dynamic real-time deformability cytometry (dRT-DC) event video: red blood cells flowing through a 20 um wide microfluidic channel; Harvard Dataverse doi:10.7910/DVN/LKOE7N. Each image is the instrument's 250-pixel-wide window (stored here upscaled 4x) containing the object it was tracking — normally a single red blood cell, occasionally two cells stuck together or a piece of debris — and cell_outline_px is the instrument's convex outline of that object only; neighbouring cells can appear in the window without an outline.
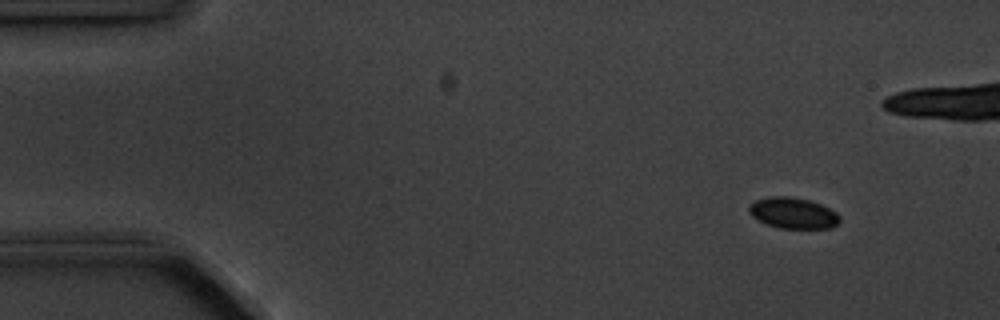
{"species": "common noctule bat (a hibernating species)", "species_latin": "Nyctalus noctula", "temperature_condition": "cold", "stored_images_in_passage": 5, "camera_frame_rate_fps": 3000, "um_per_image_px": 0.085, "animal": {"sex": "male", "body_mass_g": 20.1, "forearm_length_mm": 53.5}, "frame": {"image": 1, "passage_image": 1, "time_ms": 0.0, "image_size_px": [1000, 320], "cell_outline_px": [[840, 220], [832, 228], [780, 228], [768, 224], [752, 216], [748, 212], [748, 208], [756, 200], [768, 196], [788, 196], [808, 200], [820, 204], [836, 212], [840, 216]], "centroid_in_image_um": [67.42, 18.1], "position_along_channel_um": 17.6, "area_um2": 16.18}}